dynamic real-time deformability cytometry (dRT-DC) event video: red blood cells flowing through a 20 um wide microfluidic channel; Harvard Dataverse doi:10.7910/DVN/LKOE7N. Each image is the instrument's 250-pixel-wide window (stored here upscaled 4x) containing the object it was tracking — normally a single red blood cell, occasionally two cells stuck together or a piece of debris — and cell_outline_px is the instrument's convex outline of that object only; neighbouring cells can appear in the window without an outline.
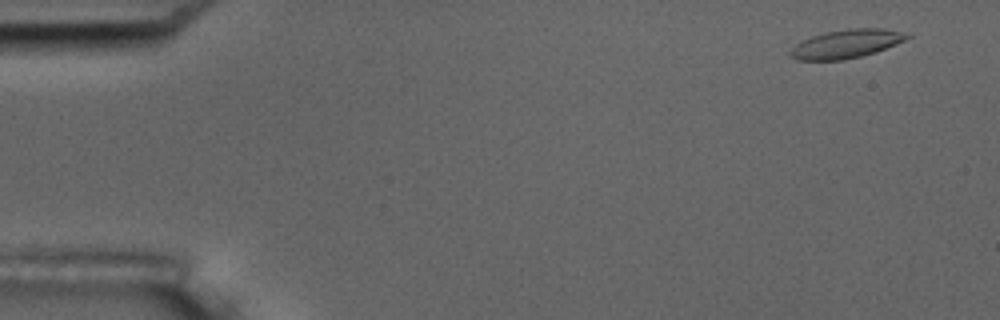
{"species": "common noctule bat (a hibernating species)", "species_latin": "Nyctalus noctula", "temperature_condition": "room temperature", "stored_images_in_passage": 4, "camera_frame_rate_fps": 3000, "um_per_image_px": 0.085, "animal": {"sex": "male", "body_mass_g": 17.5, "forearm_length_mm": 52.3}, "frame": {"image": 1, "passage_image": 1, "time_ms": 0.0, "image_size_px": [1000, 320], "cell_outline_px": [[912, 36], [896, 44], [876, 52], [844, 60], [796, 60], [788, 52], [800, 40], [824, 32], [848, 28], [884, 28], [912, 32]], "centroid_in_image_um": [71.98, 3.7], "position_along_channel_um": 13.0, "area_um2": 19.77}}
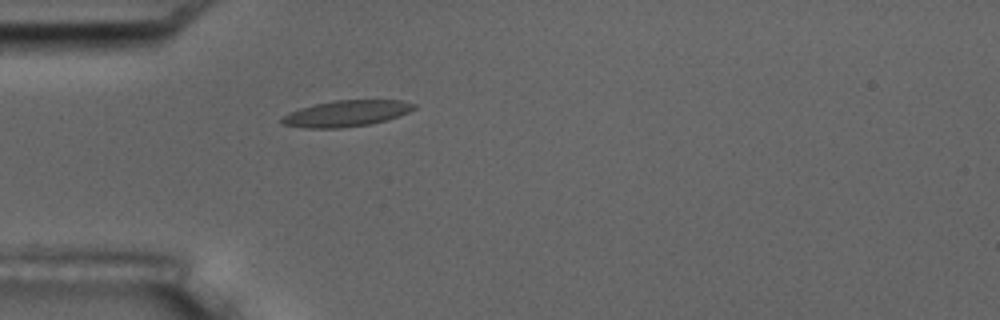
{"frame": {"image": 2, "passage_image": 4, "time_ms": 4.333, "image_size_px": [1000, 320], "cell_outline_px": [[416, 108], [408, 112], [388, 120], [368, 124], [340, 128], [304, 128], [284, 124], [280, 120], [288, 112], [300, 108], [332, 100], [400, 100], [416, 104]], "centroid_in_image_um": [29.44, 9.64], "position_along_channel_um": 55.6, "area_um2": 20.06}}